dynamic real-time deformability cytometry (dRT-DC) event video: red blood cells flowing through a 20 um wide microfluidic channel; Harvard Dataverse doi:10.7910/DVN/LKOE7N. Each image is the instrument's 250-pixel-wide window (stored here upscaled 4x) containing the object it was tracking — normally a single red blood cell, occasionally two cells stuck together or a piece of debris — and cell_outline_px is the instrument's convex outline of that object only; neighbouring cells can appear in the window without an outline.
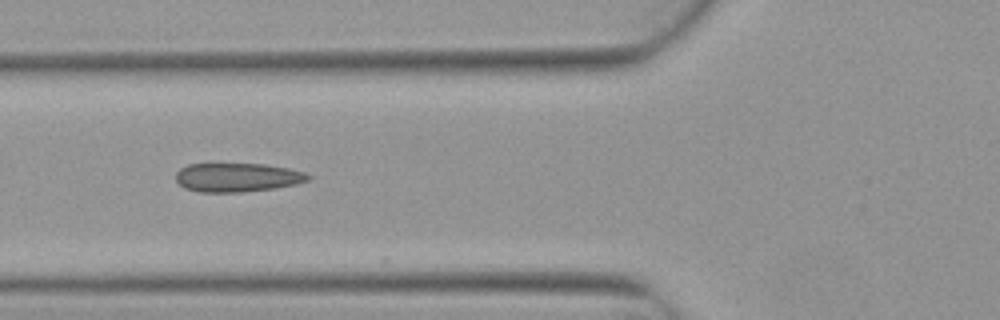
{"species": "Egyptian fruit bat (a non-hibernating species)", "species_latin": "Rousettus aegyptiacus", "temperature_condition": "warm", "stored_images_in_passage": 5, "camera_frame_rate_fps": 3000, "um_per_image_px": 0.085, "animal": {"sex": "female"}, "frame": {"image": 1, "passage_image": 4, "time_ms": 1.0, "image_size_px": [1000, 320], "cell_outline_px": [[312, 176], [308, 180], [296, 184], [276, 188], [244, 192], [200, 192], [184, 188], [176, 180], [176, 172], [180, 168], [188, 164], [264, 164], [288, 168], [304, 172]], "centroid_in_image_um": [20.17, 15.08], "position_along_channel_um": 105.6, "area_um2": 22.31}}
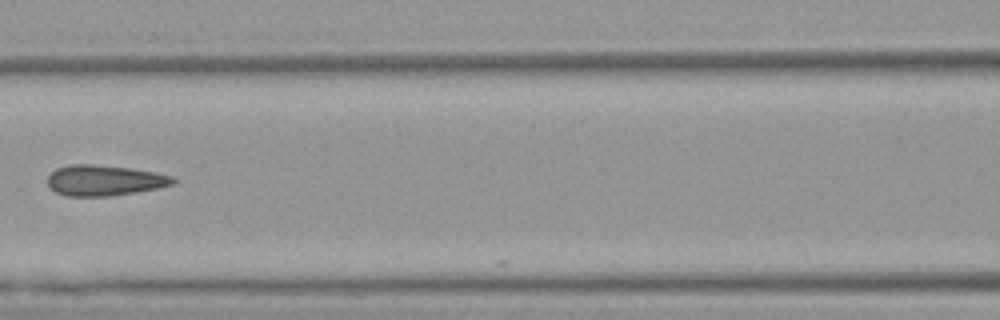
{"frame": {"image": 2, "passage_image": 5, "time_ms": 1.333, "image_size_px": [1000, 320], "cell_outline_px": [[176, 180], [172, 184], [156, 188], [136, 192], [108, 196], [68, 196], [56, 192], [48, 184], [48, 176], [56, 168], [68, 164], [92, 164], [128, 168], [156, 172], [172, 176]], "centroid_in_image_um": [8.85, 15.32], "position_along_channel_um": 157.7, "area_um2": 22.2}}